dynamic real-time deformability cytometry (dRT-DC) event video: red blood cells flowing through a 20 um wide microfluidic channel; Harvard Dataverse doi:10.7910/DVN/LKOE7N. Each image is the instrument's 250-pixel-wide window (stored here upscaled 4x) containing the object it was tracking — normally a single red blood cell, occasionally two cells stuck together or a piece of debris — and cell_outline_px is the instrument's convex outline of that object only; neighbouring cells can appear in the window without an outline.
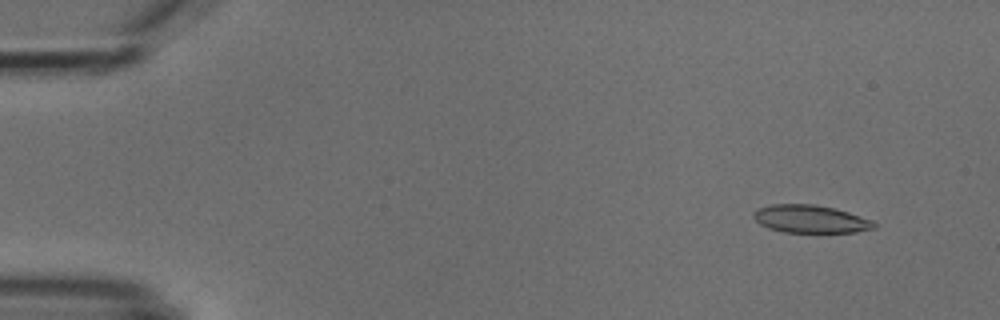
{"species": "common noctule bat (a hibernating species)", "species_latin": "Nyctalus noctula", "temperature_condition": "cold", "stored_images_in_passage": 5, "camera_frame_rate_fps": 3000, "um_per_image_px": 0.085, "animal": {"sex": "male", "body_mass_g": 18.8}, "frame": {"image": 1, "passage_image": 1, "time_ms": 0.0, "image_size_px": [1000, 320], "cell_outline_px": [[876, 228], [856, 232], [784, 232], [768, 228], [760, 224], [752, 216], [752, 212], [760, 208], [772, 204], [812, 204], [836, 208], [872, 220], [876, 224]], "centroid_in_image_um": [68.89, 18.61], "position_along_channel_um": 16.1, "area_um2": 19.54}}
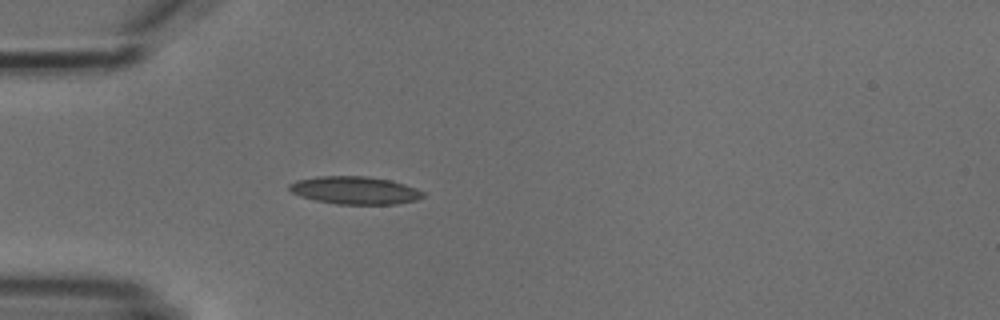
{"frame": {"image": 2, "passage_image": 4, "time_ms": 3.667, "image_size_px": [1000, 320], "cell_outline_px": [[424, 196], [416, 200], [396, 204], [336, 204], [316, 200], [300, 196], [292, 192], [288, 188], [288, 184], [296, 180], [316, 176], [368, 176], [392, 180], [416, 188], [424, 192]], "centroid_in_image_um": [30.16, 16.17], "position_along_channel_um": 54.8, "area_um2": 21.73}}